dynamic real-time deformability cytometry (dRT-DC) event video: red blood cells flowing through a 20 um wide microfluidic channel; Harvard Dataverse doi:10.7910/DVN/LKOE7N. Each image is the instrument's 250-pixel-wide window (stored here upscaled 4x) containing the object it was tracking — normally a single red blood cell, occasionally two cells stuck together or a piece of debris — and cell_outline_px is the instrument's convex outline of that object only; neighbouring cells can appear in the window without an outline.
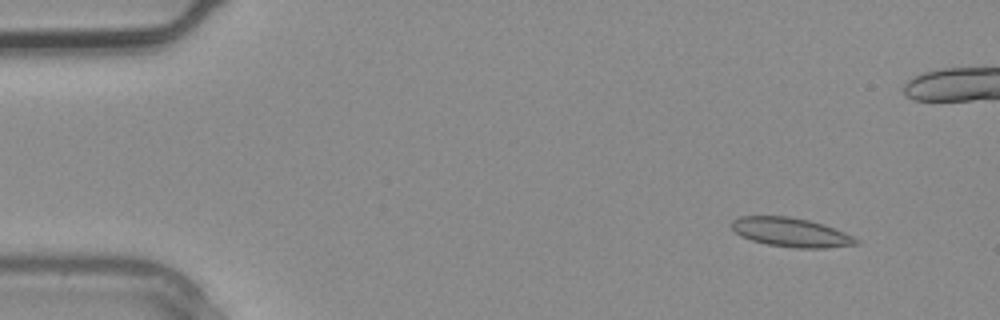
{"species": "common noctule bat (a hibernating species)", "species_latin": "Nyctalus noctula", "temperature_condition": "warm", "stored_images_in_passage": 4, "camera_frame_rate_fps": 3000, "um_per_image_px": 0.085, "animal": {"sex": "male", "body_mass_g": 20.4}, "frame": {"image": 1, "passage_image": 1, "time_ms": 0.0, "image_size_px": [1000, 320], "cell_outline_px": [[860, 244], [824, 248], [796, 248], [768, 244], [752, 240], [740, 236], [732, 228], [732, 220], [740, 216], [788, 216], [808, 220], [844, 232], [860, 240]], "centroid_in_image_um": [67.22, 19.75], "position_along_channel_um": 17.8, "area_um2": 20.87}}